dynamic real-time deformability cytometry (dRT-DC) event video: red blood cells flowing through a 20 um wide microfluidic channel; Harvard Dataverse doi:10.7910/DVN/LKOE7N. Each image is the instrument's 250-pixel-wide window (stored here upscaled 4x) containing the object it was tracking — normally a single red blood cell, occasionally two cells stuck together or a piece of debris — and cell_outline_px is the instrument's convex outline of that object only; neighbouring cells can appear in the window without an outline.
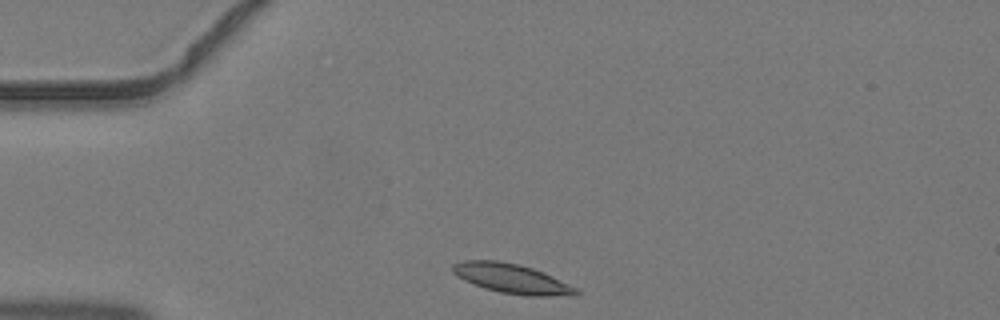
{"species": "common noctule bat (a hibernating species)", "species_latin": "Nyctalus noctula", "temperature_condition": "warm", "stored_images_in_passage": 3, "camera_frame_rate_fps": 3000, "um_per_image_px": 0.085, "animal": {"sex": "male", "body_mass_g": 19.2, "forearm_length_mm": 51.8}, "frame": {"image": 1, "passage_image": 1, "time_ms": 0.0, "image_size_px": [1000, 320], "cell_outline_px": [[580, 292], [576, 296], [524, 296], [500, 292], [484, 288], [464, 280], [456, 276], [452, 272], [452, 264], [464, 260], [496, 260], [516, 264], [532, 268], [544, 272], [580, 288]], "centroid_in_image_um": [43.56, 23.7], "position_along_channel_um": 41.4, "area_um2": 21.56}}
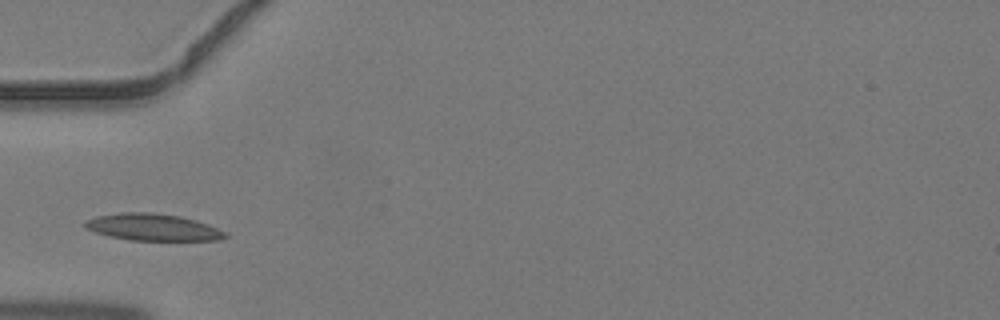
{"frame": {"image": 2, "passage_image": 2, "time_ms": 0.333, "image_size_px": [1000, 320], "cell_outline_px": [[228, 236], [216, 240], [128, 240], [108, 236], [96, 232], [88, 228], [84, 224], [84, 220], [96, 216], [120, 212], [152, 212], [180, 216], [196, 220], [208, 224], [228, 232]], "centroid_in_image_um": [13.0, 19.3], "position_along_channel_um": 72.0, "area_um2": 22.02}}
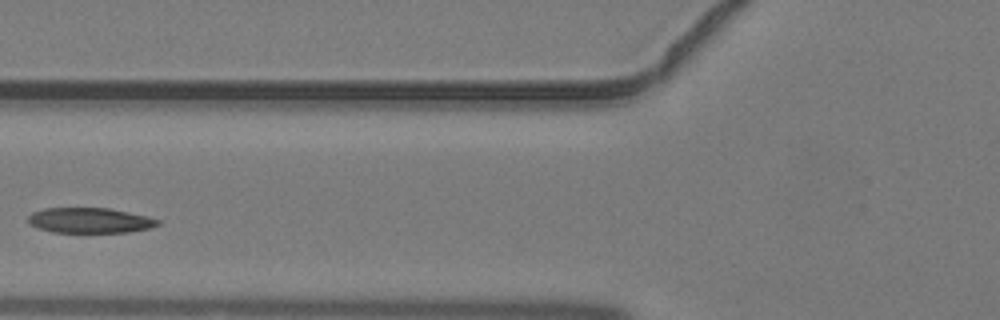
{"frame": {"image": 3, "passage_image": 3, "time_ms": 0.667, "image_size_px": [1000, 320], "cell_outline_px": [[160, 224], [148, 228], [128, 232], [52, 232], [28, 224], [28, 216], [32, 212], [44, 208], [108, 208], [128, 212], [160, 220]], "centroid_in_image_um": [7.59, 18.73], "position_along_channel_um": 118.2, "area_um2": 18.9}}